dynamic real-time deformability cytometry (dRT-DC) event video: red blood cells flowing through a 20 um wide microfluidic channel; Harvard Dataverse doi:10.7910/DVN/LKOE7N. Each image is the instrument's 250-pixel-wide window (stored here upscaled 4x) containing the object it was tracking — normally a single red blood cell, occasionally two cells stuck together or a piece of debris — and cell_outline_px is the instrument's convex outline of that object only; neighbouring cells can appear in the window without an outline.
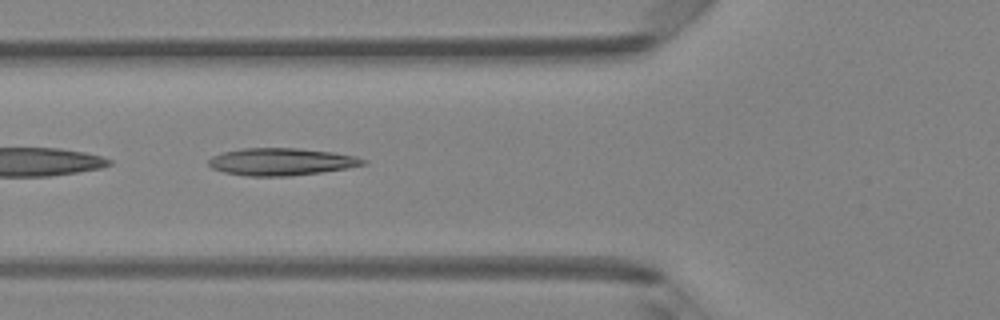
{"species": "Egyptian fruit bat (a non-hibernating species)", "species_latin": "Rousettus aegyptiacus", "temperature_condition": "room temperature", "stored_images_in_passage": 47, "camera_frame_rate_fps": 3000, "um_per_image_px": 0.085, "animal": {"sex": "female"}, "frame": {"image": 1, "passage_image": 17, "time_ms": 5.333, "image_size_px": [1000, 320], "cell_outline_px": [[368, 164], [348, 168], [320, 172], [288, 176], [248, 176], [224, 172], [212, 168], [208, 164], [208, 160], [212, 156], [224, 152], [240, 148], [296, 148], [332, 152], [356, 156], [368, 160]], "centroid_in_image_um": [23.93, 13.74], "position_along_channel_um": 101.9, "area_um2": 24.62}}
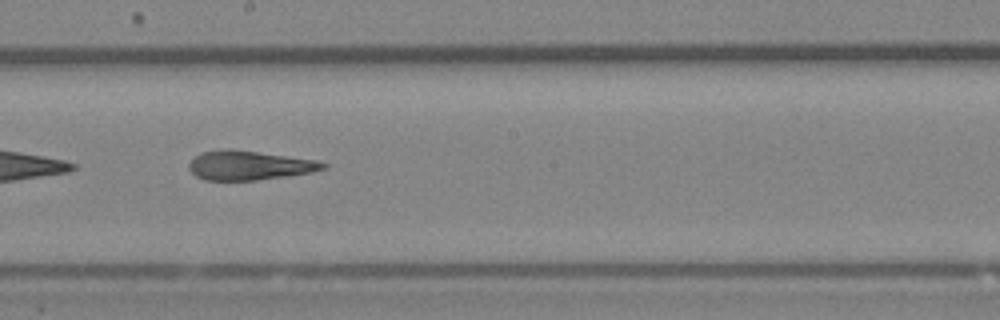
{"frame": {"image": 2, "passage_image": 26, "time_ms": 8.333, "image_size_px": [1000, 320], "cell_outline_px": [[328, 168], [312, 172], [256, 180], [204, 180], [196, 176], [188, 168], [188, 164], [200, 152], [232, 148], [316, 160], [328, 164]], "centroid_in_image_um": [21.18, 14.05], "position_along_channel_um": 227.0, "area_um2": 22.83}}
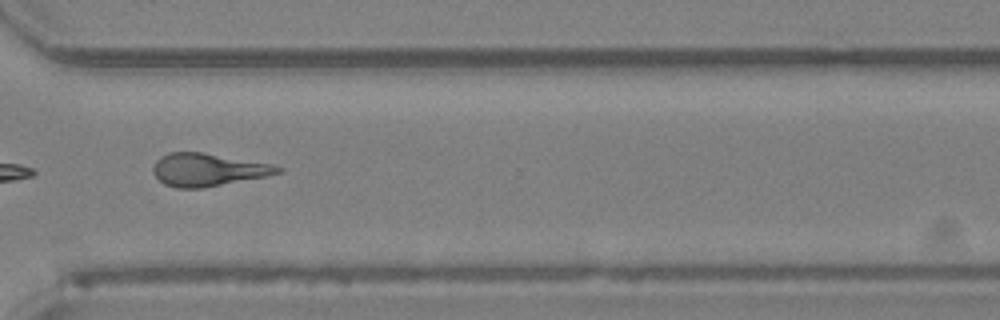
{"frame": {"image": 3, "passage_image": 35, "time_ms": 11.333, "image_size_px": [1000, 320], "cell_outline_px": [[284, 172], [268, 176], [204, 188], [176, 188], [164, 184], [152, 172], [152, 168], [156, 160], [160, 156], [168, 152], [200, 152], [272, 164], [284, 168]], "centroid_in_image_um": [17.68, 14.43], "position_along_channel_um": 352.9, "area_um2": 23.93}, "authors_computed_cell_mechanics": {"area_um2": 23.8714, "velocity_mm_per_s": 4.1751, "shape_relaxation_time_tau1_ms": 10.676, "shape_relaxation_time_tau2_ms": 3.0444, "deformation_change_tau1": 0.273, "deformation_change_tau2": 0.1546}}